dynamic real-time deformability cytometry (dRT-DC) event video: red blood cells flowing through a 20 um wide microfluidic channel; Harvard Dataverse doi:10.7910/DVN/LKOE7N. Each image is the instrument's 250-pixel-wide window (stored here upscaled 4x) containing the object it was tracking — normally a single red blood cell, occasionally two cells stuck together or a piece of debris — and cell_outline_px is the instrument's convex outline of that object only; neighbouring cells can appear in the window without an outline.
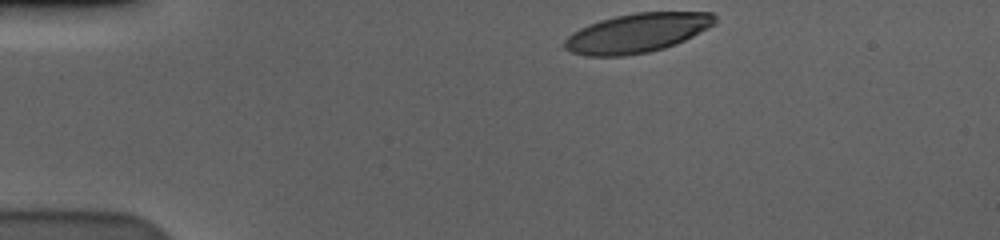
{"species": "human", "species_latin": "Homo sapiens", "temperature_condition": "cold", "stored_images_in_passage": 38, "camera_frame_rate_fps": 3000, "um_per_image_px": 0.085, "donor": {"sex": "male"}, "frame": {"image": 1, "passage_image": 1, "time_ms": 0.0, "image_size_px": [1000, 240], "cell_outline_px": [[716, 24], [676, 44], [664, 48], [648, 52], [624, 56], [584, 56], [572, 52], [564, 48], [564, 40], [572, 32], [580, 28], [600, 20], [616, 16], [636, 12], [712, 12], [716, 16]], "centroid_in_image_um": [54.16, 2.8], "position_along_channel_um": 30.8, "area_um2": 34.33}}
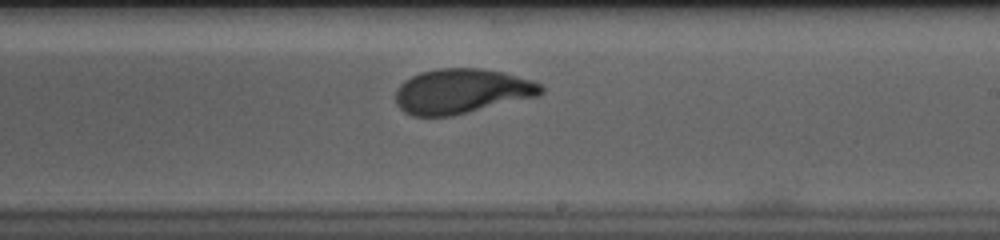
{"frame": {"image": 2, "passage_image": 25, "time_ms": 8.0, "image_size_px": [1000, 240], "cell_outline_px": [[544, 92], [540, 96], [452, 116], [412, 116], [404, 112], [396, 104], [396, 88], [404, 80], [420, 72], [436, 68], [480, 68], [504, 72], [532, 80], [540, 84], [544, 88]], "centroid_in_image_um": [39.25, 7.75], "position_along_channel_um": 249.7, "area_um2": 38.38}}
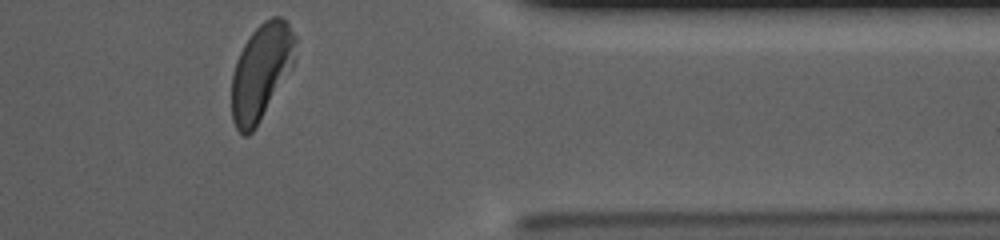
{"frame": {"image": 3, "passage_image": 38, "time_ms": 12.333, "image_size_px": [1000, 240], "cell_outline_px": [[296, 40], [292, 68], [256, 128], [248, 136], [244, 136], [236, 128], [232, 120], [232, 76], [236, 60], [244, 44], [252, 32], [264, 20], [272, 16], [280, 16], [288, 24], [296, 36]], "centroid_in_image_um": [22.19, 6.11], "position_along_channel_um": 389.2, "area_um2": 35.55}, "authors_computed_cell_mechanics": {"area_um2": 37.859, "velocity_mm_per_s": 3.5717, "shape_relaxation_time_tau1_ms": 3.0842, "shape_relaxation_time_tau2_ms": 0.8773, "deformation_change_tau1": 0.1932, "deformation_change_tau2": 0.0729}}